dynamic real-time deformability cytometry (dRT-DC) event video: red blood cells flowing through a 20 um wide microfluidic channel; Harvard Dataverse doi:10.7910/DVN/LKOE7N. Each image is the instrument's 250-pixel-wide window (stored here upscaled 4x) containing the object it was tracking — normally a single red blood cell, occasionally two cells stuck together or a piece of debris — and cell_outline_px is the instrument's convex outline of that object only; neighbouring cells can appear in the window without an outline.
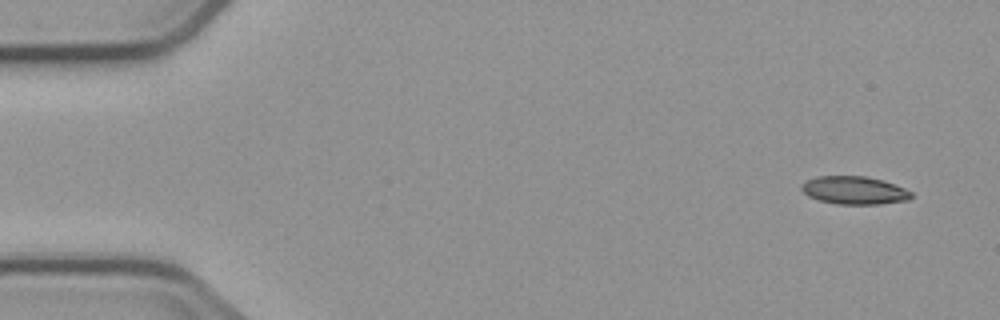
{"species": "common noctule bat (a hibernating species)", "species_latin": "Nyctalus noctula", "temperature_condition": "cold", "stored_images_in_passage": 6, "camera_frame_rate_fps": 3000, "um_per_image_px": 0.085, "animal": {"sex": "male", "body_mass_g": 23.1, "forearm_length_mm": 52.7}, "frame": {"image": 1, "passage_image": 1, "time_ms": 0.0, "image_size_px": [1000, 320], "cell_outline_px": [[912, 196], [908, 200], [880, 204], [836, 204], [820, 200], [808, 196], [800, 188], [800, 184], [804, 180], [816, 176], [864, 176], [884, 180], [904, 188], [912, 192]], "centroid_in_image_um": [72.58, 16.17], "position_along_channel_um": 12.4, "area_um2": 18.03}}
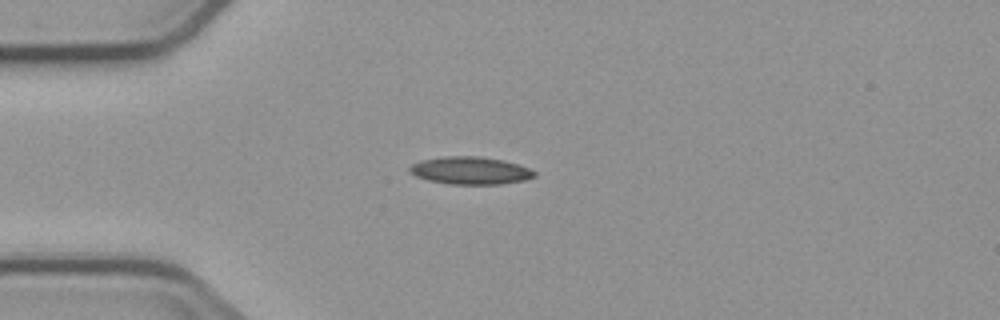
{"frame": {"image": 2, "passage_image": 4, "time_ms": 3.667, "image_size_px": [1000, 320], "cell_outline_px": [[536, 176], [524, 180], [500, 184], [448, 184], [428, 180], [416, 176], [408, 172], [408, 168], [412, 164], [420, 160], [444, 156], [480, 156], [504, 160], [528, 168], [536, 172]], "centroid_in_image_um": [39.94, 14.49], "position_along_channel_um": 45.1, "area_um2": 20.11}}
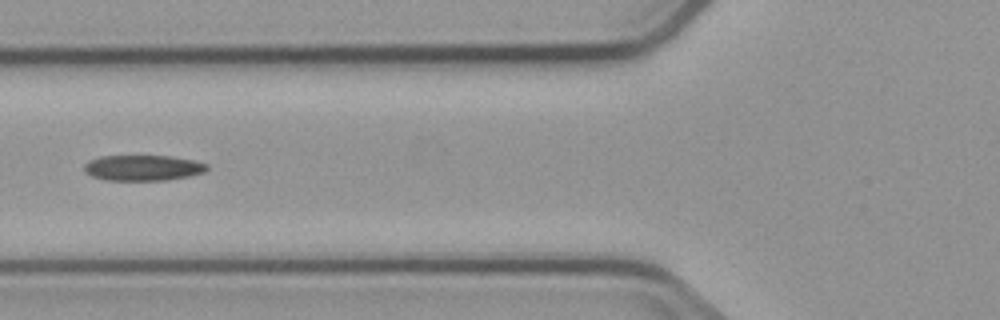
{"frame": {"image": 3, "passage_image": 6, "time_ms": 6.0, "image_size_px": [1000, 320], "cell_outline_px": [[208, 168], [204, 172], [188, 176], [164, 180], [104, 180], [92, 176], [84, 172], [84, 164], [88, 160], [100, 156], [172, 156], [196, 160], [208, 164]], "centroid_in_image_um": [12.13, 14.26], "position_along_channel_um": 113.7, "area_um2": 18.44}}